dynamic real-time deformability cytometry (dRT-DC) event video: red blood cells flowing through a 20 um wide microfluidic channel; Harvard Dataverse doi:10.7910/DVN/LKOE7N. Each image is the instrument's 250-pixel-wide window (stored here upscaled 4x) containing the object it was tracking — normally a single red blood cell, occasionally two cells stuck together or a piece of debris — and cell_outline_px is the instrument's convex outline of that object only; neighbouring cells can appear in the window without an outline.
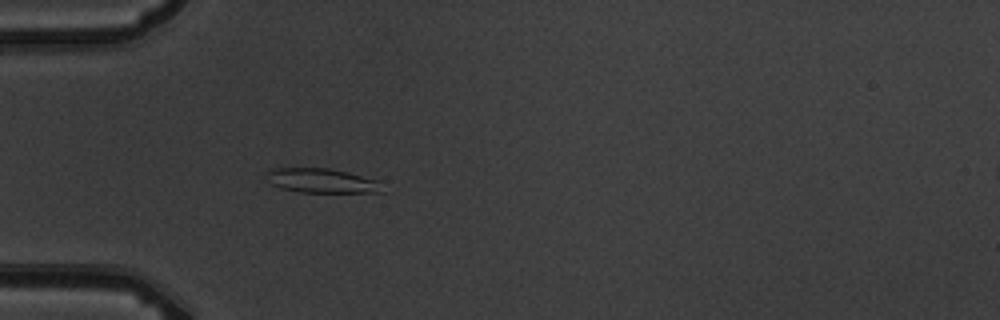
{"species": "common noctule bat (a hibernating species)", "species_latin": "Nyctalus noctula", "temperature_condition": "warm", "stored_images_in_passage": 5, "camera_frame_rate_fps": 3000, "um_per_image_px": 0.085, "animal": {"sex": "male", "body_mass_g": 19.5, "forearm_length_mm": 54.6}, "frame": {"image": 1, "passage_image": 5, "time_ms": 6.333, "image_size_px": [1000, 320], "cell_outline_px": [[384, 192], [300, 192], [280, 188], [264, 180], [264, 172], [268, 168], [328, 168], [348, 172], [380, 180]], "centroid_in_image_um": [27.28, 15.35], "position_along_channel_um": 57.7, "area_um2": 16.88}}